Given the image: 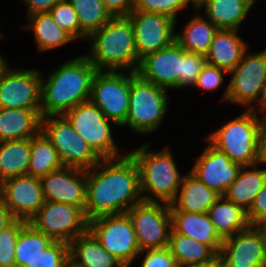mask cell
I'll use <instances>...</instances> for the list:
<instances>
[{
    "mask_svg": "<svg viewBox=\"0 0 266 267\" xmlns=\"http://www.w3.org/2000/svg\"><path fill=\"white\" fill-rule=\"evenodd\" d=\"M68 245L71 267H124L116 257L101 246L89 230Z\"/></svg>",
    "mask_w": 266,
    "mask_h": 267,
    "instance_id": "obj_24",
    "label": "cell"
},
{
    "mask_svg": "<svg viewBox=\"0 0 266 267\" xmlns=\"http://www.w3.org/2000/svg\"><path fill=\"white\" fill-rule=\"evenodd\" d=\"M14 220L12 213L0 202V232Z\"/></svg>",
    "mask_w": 266,
    "mask_h": 267,
    "instance_id": "obj_47",
    "label": "cell"
},
{
    "mask_svg": "<svg viewBox=\"0 0 266 267\" xmlns=\"http://www.w3.org/2000/svg\"><path fill=\"white\" fill-rule=\"evenodd\" d=\"M168 248L179 267L206 261L216 254L208 245L176 233L173 229L170 232Z\"/></svg>",
    "mask_w": 266,
    "mask_h": 267,
    "instance_id": "obj_33",
    "label": "cell"
},
{
    "mask_svg": "<svg viewBox=\"0 0 266 267\" xmlns=\"http://www.w3.org/2000/svg\"><path fill=\"white\" fill-rule=\"evenodd\" d=\"M259 164L242 166L236 179L223 195L245 211L250 209L257 193L266 181V168L259 169Z\"/></svg>",
    "mask_w": 266,
    "mask_h": 267,
    "instance_id": "obj_27",
    "label": "cell"
},
{
    "mask_svg": "<svg viewBox=\"0 0 266 267\" xmlns=\"http://www.w3.org/2000/svg\"><path fill=\"white\" fill-rule=\"evenodd\" d=\"M207 214L222 239L233 236L250 226L247 211L224 196L217 199L208 209Z\"/></svg>",
    "mask_w": 266,
    "mask_h": 267,
    "instance_id": "obj_28",
    "label": "cell"
},
{
    "mask_svg": "<svg viewBox=\"0 0 266 267\" xmlns=\"http://www.w3.org/2000/svg\"><path fill=\"white\" fill-rule=\"evenodd\" d=\"M261 165H266V141L261 142Z\"/></svg>",
    "mask_w": 266,
    "mask_h": 267,
    "instance_id": "obj_50",
    "label": "cell"
},
{
    "mask_svg": "<svg viewBox=\"0 0 266 267\" xmlns=\"http://www.w3.org/2000/svg\"><path fill=\"white\" fill-rule=\"evenodd\" d=\"M86 41H90L91 46L85 56L97 71H137L140 60L128 16L112 17L101 29L90 34Z\"/></svg>",
    "mask_w": 266,
    "mask_h": 267,
    "instance_id": "obj_3",
    "label": "cell"
},
{
    "mask_svg": "<svg viewBox=\"0 0 266 267\" xmlns=\"http://www.w3.org/2000/svg\"><path fill=\"white\" fill-rule=\"evenodd\" d=\"M88 230L124 267H130L139 257L136 234L126 213L95 217L88 221Z\"/></svg>",
    "mask_w": 266,
    "mask_h": 267,
    "instance_id": "obj_10",
    "label": "cell"
},
{
    "mask_svg": "<svg viewBox=\"0 0 266 267\" xmlns=\"http://www.w3.org/2000/svg\"><path fill=\"white\" fill-rule=\"evenodd\" d=\"M167 89L141 79L130 72V100L126 122L134 133L152 134L163 123L170 102Z\"/></svg>",
    "mask_w": 266,
    "mask_h": 267,
    "instance_id": "obj_6",
    "label": "cell"
},
{
    "mask_svg": "<svg viewBox=\"0 0 266 267\" xmlns=\"http://www.w3.org/2000/svg\"><path fill=\"white\" fill-rule=\"evenodd\" d=\"M205 140L241 166L261 163L260 122L256 110L246 109Z\"/></svg>",
    "mask_w": 266,
    "mask_h": 267,
    "instance_id": "obj_5",
    "label": "cell"
},
{
    "mask_svg": "<svg viewBox=\"0 0 266 267\" xmlns=\"http://www.w3.org/2000/svg\"><path fill=\"white\" fill-rule=\"evenodd\" d=\"M49 14L61 29L68 32L75 40L80 39L78 15L68 0L58 2Z\"/></svg>",
    "mask_w": 266,
    "mask_h": 267,
    "instance_id": "obj_39",
    "label": "cell"
},
{
    "mask_svg": "<svg viewBox=\"0 0 266 267\" xmlns=\"http://www.w3.org/2000/svg\"><path fill=\"white\" fill-rule=\"evenodd\" d=\"M26 18L29 23L25 24L23 28L32 30L39 52L44 53L75 40L55 23L49 12L36 13Z\"/></svg>",
    "mask_w": 266,
    "mask_h": 267,
    "instance_id": "obj_30",
    "label": "cell"
},
{
    "mask_svg": "<svg viewBox=\"0 0 266 267\" xmlns=\"http://www.w3.org/2000/svg\"><path fill=\"white\" fill-rule=\"evenodd\" d=\"M206 64L205 55L190 53L182 48V76L179 78V89L185 86L193 87Z\"/></svg>",
    "mask_w": 266,
    "mask_h": 267,
    "instance_id": "obj_40",
    "label": "cell"
},
{
    "mask_svg": "<svg viewBox=\"0 0 266 267\" xmlns=\"http://www.w3.org/2000/svg\"><path fill=\"white\" fill-rule=\"evenodd\" d=\"M63 167L57 150L42 132L30 139L27 175L41 179Z\"/></svg>",
    "mask_w": 266,
    "mask_h": 267,
    "instance_id": "obj_31",
    "label": "cell"
},
{
    "mask_svg": "<svg viewBox=\"0 0 266 267\" xmlns=\"http://www.w3.org/2000/svg\"><path fill=\"white\" fill-rule=\"evenodd\" d=\"M78 15L80 39L86 41L93 32L101 29L111 18L102 0H68Z\"/></svg>",
    "mask_w": 266,
    "mask_h": 267,
    "instance_id": "obj_35",
    "label": "cell"
},
{
    "mask_svg": "<svg viewBox=\"0 0 266 267\" xmlns=\"http://www.w3.org/2000/svg\"><path fill=\"white\" fill-rule=\"evenodd\" d=\"M54 241L27 222L21 229L15 246L16 267H25Z\"/></svg>",
    "mask_w": 266,
    "mask_h": 267,
    "instance_id": "obj_34",
    "label": "cell"
},
{
    "mask_svg": "<svg viewBox=\"0 0 266 267\" xmlns=\"http://www.w3.org/2000/svg\"><path fill=\"white\" fill-rule=\"evenodd\" d=\"M126 214L131 220L140 251L168 247L172 230L170 204L141 201Z\"/></svg>",
    "mask_w": 266,
    "mask_h": 267,
    "instance_id": "obj_11",
    "label": "cell"
},
{
    "mask_svg": "<svg viewBox=\"0 0 266 267\" xmlns=\"http://www.w3.org/2000/svg\"><path fill=\"white\" fill-rule=\"evenodd\" d=\"M3 184H4V179L0 175V196H1V193H2V190H3Z\"/></svg>",
    "mask_w": 266,
    "mask_h": 267,
    "instance_id": "obj_53",
    "label": "cell"
},
{
    "mask_svg": "<svg viewBox=\"0 0 266 267\" xmlns=\"http://www.w3.org/2000/svg\"><path fill=\"white\" fill-rule=\"evenodd\" d=\"M128 17L133 27L139 60L175 41L176 21L170 17L144 11H132Z\"/></svg>",
    "mask_w": 266,
    "mask_h": 267,
    "instance_id": "obj_15",
    "label": "cell"
},
{
    "mask_svg": "<svg viewBox=\"0 0 266 267\" xmlns=\"http://www.w3.org/2000/svg\"><path fill=\"white\" fill-rule=\"evenodd\" d=\"M241 167L208 141L207 147L189 171L211 190L223 196Z\"/></svg>",
    "mask_w": 266,
    "mask_h": 267,
    "instance_id": "obj_19",
    "label": "cell"
},
{
    "mask_svg": "<svg viewBox=\"0 0 266 267\" xmlns=\"http://www.w3.org/2000/svg\"><path fill=\"white\" fill-rule=\"evenodd\" d=\"M219 197L218 193L207 187L189 171L182 177L180 189L170 203V211L205 213Z\"/></svg>",
    "mask_w": 266,
    "mask_h": 267,
    "instance_id": "obj_21",
    "label": "cell"
},
{
    "mask_svg": "<svg viewBox=\"0 0 266 267\" xmlns=\"http://www.w3.org/2000/svg\"><path fill=\"white\" fill-rule=\"evenodd\" d=\"M195 2V4H197L198 2H200L201 0H193Z\"/></svg>",
    "mask_w": 266,
    "mask_h": 267,
    "instance_id": "obj_54",
    "label": "cell"
},
{
    "mask_svg": "<svg viewBox=\"0 0 266 267\" xmlns=\"http://www.w3.org/2000/svg\"><path fill=\"white\" fill-rule=\"evenodd\" d=\"M142 253L144 257L140 267H179L168 247L144 250L139 253V256Z\"/></svg>",
    "mask_w": 266,
    "mask_h": 267,
    "instance_id": "obj_42",
    "label": "cell"
},
{
    "mask_svg": "<svg viewBox=\"0 0 266 267\" xmlns=\"http://www.w3.org/2000/svg\"><path fill=\"white\" fill-rule=\"evenodd\" d=\"M86 177L84 214L88 221L101 215L126 213L143 201L139 167L129 152L121 157L101 159L86 170Z\"/></svg>",
    "mask_w": 266,
    "mask_h": 267,
    "instance_id": "obj_1",
    "label": "cell"
},
{
    "mask_svg": "<svg viewBox=\"0 0 266 267\" xmlns=\"http://www.w3.org/2000/svg\"><path fill=\"white\" fill-rule=\"evenodd\" d=\"M198 12L195 9L182 33L175 32V41L187 52L206 55L218 28L208 18L199 16Z\"/></svg>",
    "mask_w": 266,
    "mask_h": 267,
    "instance_id": "obj_29",
    "label": "cell"
},
{
    "mask_svg": "<svg viewBox=\"0 0 266 267\" xmlns=\"http://www.w3.org/2000/svg\"><path fill=\"white\" fill-rule=\"evenodd\" d=\"M266 107V85H265V90H264V93H263V97H262V100H261V104L259 107H256V109H260V108H264Z\"/></svg>",
    "mask_w": 266,
    "mask_h": 267,
    "instance_id": "obj_51",
    "label": "cell"
},
{
    "mask_svg": "<svg viewBox=\"0 0 266 267\" xmlns=\"http://www.w3.org/2000/svg\"><path fill=\"white\" fill-rule=\"evenodd\" d=\"M150 146L149 143H144L129 152L139 167L142 199L146 202L170 204L180 189L183 175L168 146L158 152L151 151Z\"/></svg>",
    "mask_w": 266,
    "mask_h": 267,
    "instance_id": "obj_4",
    "label": "cell"
},
{
    "mask_svg": "<svg viewBox=\"0 0 266 267\" xmlns=\"http://www.w3.org/2000/svg\"><path fill=\"white\" fill-rule=\"evenodd\" d=\"M247 219L250 226L266 221V181L247 211Z\"/></svg>",
    "mask_w": 266,
    "mask_h": 267,
    "instance_id": "obj_43",
    "label": "cell"
},
{
    "mask_svg": "<svg viewBox=\"0 0 266 267\" xmlns=\"http://www.w3.org/2000/svg\"><path fill=\"white\" fill-rule=\"evenodd\" d=\"M256 2L254 0H201L196 4L200 12L218 29L239 30L249 11Z\"/></svg>",
    "mask_w": 266,
    "mask_h": 267,
    "instance_id": "obj_25",
    "label": "cell"
},
{
    "mask_svg": "<svg viewBox=\"0 0 266 267\" xmlns=\"http://www.w3.org/2000/svg\"><path fill=\"white\" fill-rule=\"evenodd\" d=\"M26 4V17L36 14L49 12L58 2L62 0H22Z\"/></svg>",
    "mask_w": 266,
    "mask_h": 267,
    "instance_id": "obj_45",
    "label": "cell"
},
{
    "mask_svg": "<svg viewBox=\"0 0 266 267\" xmlns=\"http://www.w3.org/2000/svg\"><path fill=\"white\" fill-rule=\"evenodd\" d=\"M15 69L7 62L0 70V108L40 110V70Z\"/></svg>",
    "mask_w": 266,
    "mask_h": 267,
    "instance_id": "obj_14",
    "label": "cell"
},
{
    "mask_svg": "<svg viewBox=\"0 0 266 267\" xmlns=\"http://www.w3.org/2000/svg\"><path fill=\"white\" fill-rule=\"evenodd\" d=\"M185 267H223V261L220 253L218 252L206 261L198 262Z\"/></svg>",
    "mask_w": 266,
    "mask_h": 267,
    "instance_id": "obj_46",
    "label": "cell"
},
{
    "mask_svg": "<svg viewBox=\"0 0 266 267\" xmlns=\"http://www.w3.org/2000/svg\"><path fill=\"white\" fill-rule=\"evenodd\" d=\"M29 223L53 241L67 244L88 230V220L79 207L54 201H45Z\"/></svg>",
    "mask_w": 266,
    "mask_h": 267,
    "instance_id": "obj_13",
    "label": "cell"
},
{
    "mask_svg": "<svg viewBox=\"0 0 266 267\" xmlns=\"http://www.w3.org/2000/svg\"><path fill=\"white\" fill-rule=\"evenodd\" d=\"M237 34L239 30L218 29L205 55L207 64L231 72L249 49L248 44Z\"/></svg>",
    "mask_w": 266,
    "mask_h": 267,
    "instance_id": "obj_23",
    "label": "cell"
},
{
    "mask_svg": "<svg viewBox=\"0 0 266 267\" xmlns=\"http://www.w3.org/2000/svg\"><path fill=\"white\" fill-rule=\"evenodd\" d=\"M0 202L15 219L29 222L45 203L40 178L22 175L5 179Z\"/></svg>",
    "mask_w": 266,
    "mask_h": 267,
    "instance_id": "obj_16",
    "label": "cell"
},
{
    "mask_svg": "<svg viewBox=\"0 0 266 267\" xmlns=\"http://www.w3.org/2000/svg\"><path fill=\"white\" fill-rule=\"evenodd\" d=\"M112 17L128 16L133 11L134 0H102Z\"/></svg>",
    "mask_w": 266,
    "mask_h": 267,
    "instance_id": "obj_44",
    "label": "cell"
},
{
    "mask_svg": "<svg viewBox=\"0 0 266 267\" xmlns=\"http://www.w3.org/2000/svg\"><path fill=\"white\" fill-rule=\"evenodd\" d=\"M8 61L0 53V70Z\"/></svg>",
    "mask_w": 266,
    "mask_h": 267,
    "instance_id": "obj_52",
    "label": "cell"
},
{
    "mask_svg": "<svg viewBox=\"0 0 266 267\" xmlns=\"http://www.w3.org/2000/svg\"><path fill=\"white\" fill-rule=\"evenodd\" d=\"M26 223L24 220L15 219L0 232V267H16V241Z\"/></svg>",
    "mask_w": 266,
    "mask_h": 267,
    "instance_id": "obj_37",
    "label": "cell"
},
{
    "mask_svg": "<svg viewBox=\"0 0 266 267\" xmlns=\"http://www.w3.org/2000/svg\"><path fill=\"white\" fill-rule=\"evenodd\" d=\"M30 139L0 142V175L5 180L27 175Z\"/></svg>",
    "mask_w": 266,
    "mask_h": 267,
    "instance_id": "obj_32",
    "label": "cell"
},
{
    "mask_svg": "<svg viewBox=\"0 0 266 267\" xmlns=\"http://www.w3.org/2000/svg\"><path fill=\"white\" fill-rule=\"evenodd\" d=\"M256 112H262V117H259L260 122V141L264 142L266 141V107L256 109ZM262 118V119H260Z\"/></svg>",
    "mask_w": 266,
    "mask_h": 267,
    "instance_id": "obj_48",
    "label": "cell"
},
{
    "mask_svg": "<svg viewBox=\"0 0 266 267\" xmlns=\"http://www.w3.org/2000/svg\"><path fill=\"white\" fill-rule=\"evenodd\" d=\"M255 227L260 231L263 237L264 247L266 251V221L256 224Z\"/></svg>",
    "mask_w": 266,
    "mask_h": 267,
    "instance_id": "obj_49",
    "label": "cell"
},
{
    "mask_svg": "<svg viewBox=\"0 0 266 267\" xmlns=\"http://www.w3.org/2000/svg\"><path fill=\"white\" fill-rule=\"evenodd\" d=\"M45 201L65 203L79 207L83 212L86 205V170L63 167L40 179Z\"/></svg>",
    "mask_w": 266,
    "mask_h": 267,
    "instance_id": "obj_18",
    "label": "cell"
},
{
    "mask_svg": "<svg viewBox=\"0 0 266 267\" xmlns=\"http://www.w3.org/2000/svg\"><path fill=\"white\" fill-rule=\"evenodd\" d=\"M170 214L172 229L176 233L208 245L215 253L220 252L223 239L216 232L207 212L170 211Z\"/></svg>",
    "mask_w": 266,
    "mask_h": 267,
    "instance_id": "obj_22",
    "label": "cell"
},
{
    "mask_svg": "<svg viewBox=\"0 0 266 267\" xmlns=\"http://www.w3.org/2000/svg\"><path fill=\"white\" fill-rule=\"evenodd\" d=\"M224 74L228 75L229 73L217 66L206 64L193 87L209 92L215 91L222 86L225 78Z\"/></svg>",
    "mask_w": 266,
    "mask_h": 267,
    "instance_id": "obj_41",
    "label": "cell"
},
{
    "mask_svg": "<svg viewBox=\"0 0 266 267\" xmlns=\"http://www.w3.org/2000/svg\"><path fill=\"white\" fill-rule=\"evenodd\" d=\"M223 267H266L263 237L255 226L223 239Z\"/></svg>",
    "mask_w": 266,
    "mask_h": 267,
    "instance_id": "obj_20",
    "label": "cell"
},
{
    "mask_svg": "<svg viewBox=\"0 0 266 267\" xmlns=\"http://www.w3.org/2000/svg\"><path fill=\"white\" fill-rule=\"evenodd\" d=\"M136 74L167 90H178L182 76V47L174 41L168 47L143 57Z\"/></svg>",
    "mask_w": 266,
    "mask_h": 267,
    "instance_id": "obj_17",
    "label": "cell"
},
{
    "mask_svg": "<svg viewBox=\"0 0 266 267\" xmlns=\"http://www.w3.org/2000/svg\"><path fill=\"white\" fill-rule=\"evenodd\" d=\"M41 132L57 150L64 167L89 170L101 161L64 115L43 116Z\"/></svg>",
    "mask_w": 266,
    "mask_h": 267,
    "instance_id": "obj_9",
    "label": "cell"
},
{
    "mask_svg": "<svg viewBox=\"0 0 266 267\" xmlns=\"http://www.w3.org/2000/svg\"><path fill=\"white\" fill-rule=\"evenodd\" d=\"M69 265V245L54 241L25 267H67Z\"/></svg>",
    "mask_w": 266,
    "mask_h": 267,
    "instance_id": "obj_38",
    "label": "cell"
},
{
    "mask_svg": "<svg viewBox=\"0 0 266 267\" xmlns=\"http://www.w3.org/2000/svg\"><path fill=\"white\" fill-rule=\"evenodd\" d=\"M189 3L196 9L193 0H134L133 11L153 12L166 15L176 21L178 13L188 7Z\"/></svg>",
    "mask_w": 266,
    "mask_h": 267,
    "instance_id": "obj_36",
    "label": "cell"
},
{
    "mask_svg": "<svg viewBox=\"0 0 266 267\" xmlns=\"http://www.w3.org/2000/svg\"><path fill=\"white\" fill-rule=\"evenodd\" d=\"M228 75H232L222 100L247 110H256L261 104L266 85V49L249 54L244 52L241 61Z\"/></svg>",
    "mask_w": 266,
    "mask_h": 267,
    "instance_id": "obj_7",
    "label": "cell"
},
{
    "mask_svg": "<svg viewBox=\"0 0 266 267\" xmlns=\"http://www.w3.org/2000/svg\"><path fill=\"white\" fill-rule=\"evenodd\" d=\"M3 33L1 32V30H0V38H2V36H4V35H2Z\"/></svg>",
    "mask_w": 266,
    "mask_h": 267,
    "instance_id": "obj_55",
    "label": "cell"
},
{
    "mask_svg": "<svg viewBox=\"0 0 266 267\" xmlns=\"http://www.w3.org/2000/svg\"><path fill=\"white\" fill-rule=\"evenodd\" d=\"M40 110L0 108V142L31 139L41 132Z\"/></svg>",
    "mask_w": 266,
    "mask_h": 267,
    "instance_id": "obj_26",
    "label": "cell"
},
{
    "mask_svg": "<svg viewBox=\"0 0 266 267\" xmlns=\"http://www.w3.org/2000/svg\"><path fill=\"white\" fill-rule=\"evenodd\" d=\"M64 116L74 130L84 139L93 151L101 158H117L125 155L122 148L114 142L111 126L116 125L107 119L102 111L91 100L76 105Z\"/></svg>",
    "mask_w": 266,
    "mask_h": 267,
    "instance_id": "obj_8",
    "label": "cell"
},
{
    "mask_svg": "<svg viewBox=\"0 0 266 267\" xmlns=\"http://www.w3.org/2000/svg\"><path fill=\"white\" fill-rule=\"evenodd\" d=\"M97 69L83 54L62 63L48 76L41 72V116L64 115L90 100Z\"/></svg>",
    "mask_w": 266,
    "mask_h": 267,
    "instance_id": "obj_2",
    "label": "cell"
},
{
    "mask_svg": "<svg viewBox=\"0 0 266 267\" xmlns=\"http://www.w3.org/2000/svg\"><path fill=\"white\" fill-rule=\"evenodd\" d=\"M90 100L119 127L126 122L130 100V72L97 71Z\"/></svg>",
    "mask_w": 266,
    "mask_h": 267,
    "instance_id": "obj_12",
    "label": "cell"
}]
</instances>
